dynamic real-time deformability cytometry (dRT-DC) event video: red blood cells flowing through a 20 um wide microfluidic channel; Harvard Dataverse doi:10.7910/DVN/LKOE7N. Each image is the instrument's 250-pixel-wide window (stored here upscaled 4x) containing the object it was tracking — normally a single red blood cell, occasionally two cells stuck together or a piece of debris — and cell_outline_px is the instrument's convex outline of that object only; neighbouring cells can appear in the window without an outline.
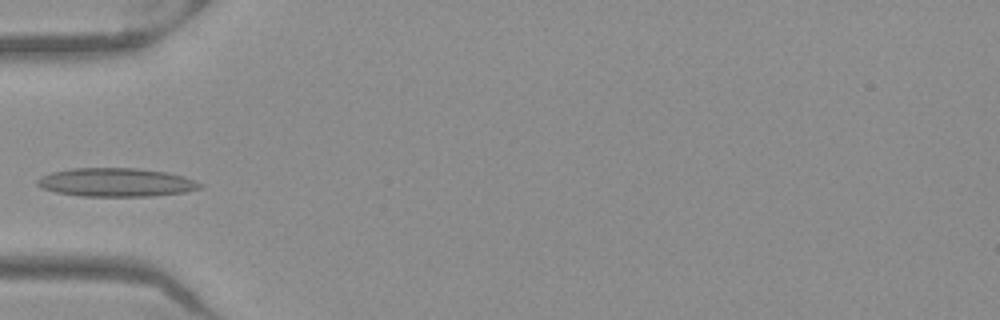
{"species": "Egyptian fruit bat (a non-hibernating species)", "species_latin": "Rousettus aegyptiacus", "temperature_condition": "warm", "stored_images_in_passage": 35, "camera_frame_rate_fps": 3000, "um_per_image_px": 0.085, "frame": {"image": 1, "passage_image": 1, "time_ms": 0.0, "image_size_px": [1000, 320], "cell_outline_px": [[204, 188], [184, 192], [148, 196], [80, 196], [56, 192], [44, 188], [36, 184], [36, 180], [40, 176], [52, 172], [72, 168], [136, 168], [168, 172], [184, 176], [204, 184]], "centroid_in_image_um": [9.9, 15.49], "position_along_channel_um": 75.1, "area_um2": 27.17}}
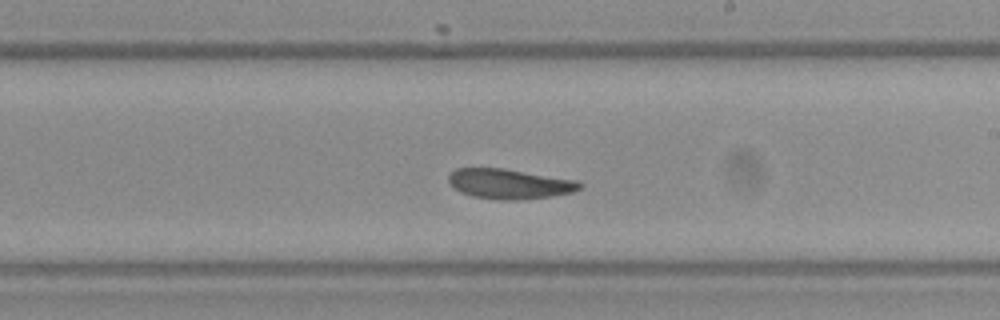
{"frame": {"image": 2, "passage_image": 14, "time_ms": 4.333, "image_size_px": [1000, 320], "cell_outline_px": [[584, 188], [572, 192], [552, 196], [516, 200], [500, 200], [472, 196], [460, 192], [448, 180], [448, 176], [456, 168], [504, 168], [576, 180], [584, 184]], "centroid_in_image_um": [43.34, 15.63], "position_along_channel_um": 245.7, "area_um2": 22.89}}
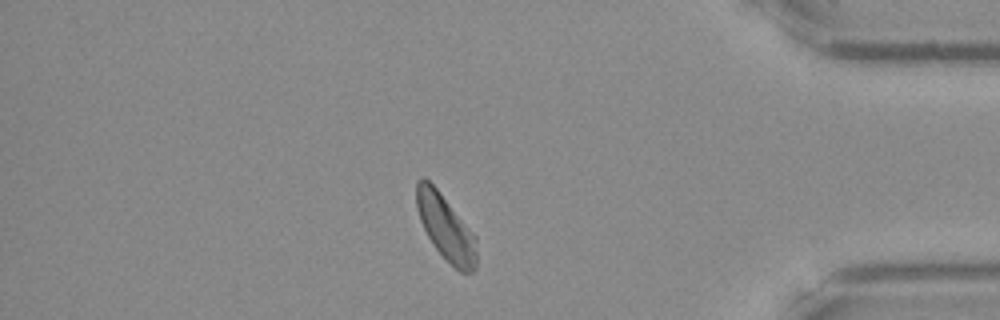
{"frame": {"image": 3, "passage_image": 28, "time_ms": 9.0, "image_size_px": [1000, 320], "cell_outline_px": [[476, 268], [472, 272], [460, 272], [432, 244], [420, 220], [416, 208], [416, 180], [420, 176], [424, 176], [436, 188], [476, 236]], "centroid_in_image_um": [37.87, 19.31], "position_along_channel_um": 397.3, "area_um2": 22.6}}